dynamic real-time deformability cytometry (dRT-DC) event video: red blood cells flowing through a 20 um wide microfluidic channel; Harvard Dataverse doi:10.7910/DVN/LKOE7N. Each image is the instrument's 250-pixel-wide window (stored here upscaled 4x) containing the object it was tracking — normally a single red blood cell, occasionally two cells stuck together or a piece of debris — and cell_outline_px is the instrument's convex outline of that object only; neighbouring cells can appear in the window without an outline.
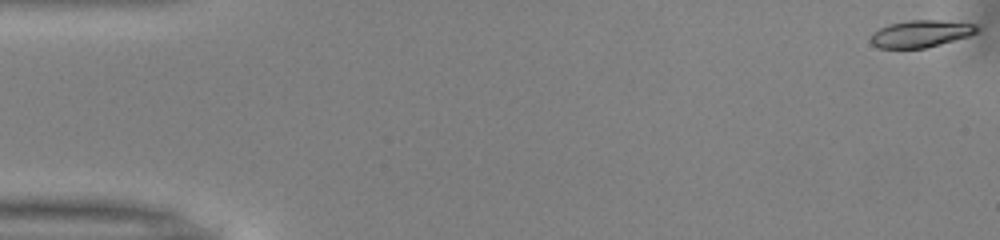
{"species": "common noctule bat (a hibernating species)", "species_latin": "Nyctalus noctula", "temperature_condition": "warm", "stored_images_in_passage": 42, "camera_frame_rate_fps": 3000, "um_per_image_px": 0.085, "animal": {"sex": "male", "body_mass_g": 13.0, "forearm_length_mm": 53.1}, "frame": {"image": 1, "passage_image": 1, "time_ms": 0.0, "image_size_px": [1000, 240], "cell_outline_px": [[980, 28], [976, 32], [968, 36], [940, 44], [924, 48], [880, 48], [872, 44], [872, 32], [888, 24], [908, 20], [940, 20], [976, 24]], "centroid_in_image_um": [78.27, 2.85], "position_along_channel_um": 6.7, "area_um2": 16.65}}
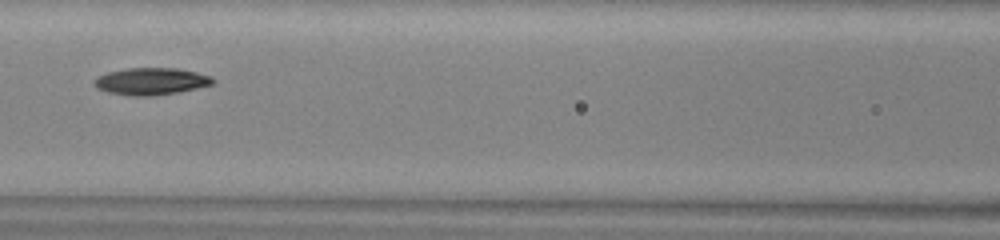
{"frame": {"image": 2, "passage_image": 23, "time_ms": 7.333, "image_size_px": [1000, 240], "cell_outline_px": [[216, 80], [212, 84], [196, 88], [176, 92], [148, 96], [132, 96], [108, 92], [96, 88], [96, 80], [100, 76], [108, 72], [128, 68], [176, 68], [196, 72], [212, 76]], "centroid_in_image_um": [12.88, 6.91], "position_along_channel_um": 153.7, "area_um2": 18.38}}
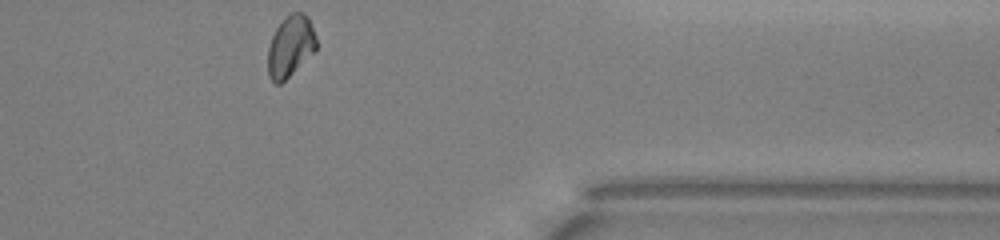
{"frame": {"image": 3, "passage_image": 42, "time_ms": 13.667, "image_size_px": [1000, 240], "cell_outline_px": [[316, 52], [280, 84], [276, 84], [268, 76], [268, 48], [272, 36], [276, 28], [284, 16], [292, 12], [304, 12], [308, 16], [316, 36]], "centroid_in_image_um": [24.7, 3.92], "position_along_channel_um": 386.7, "area_um2": 17.57}, "authors_computed_cell_mechanics": {"area_um2": 17.8313, "velocity_mm_per_s": 3.9949, "shape_relaxation_time_tau1_ms": 4.1907, "shape_relaxation_time_tau2_ms": null, "deformation_change_tau1": 0.1363, "deformation_change_tau2": null}}